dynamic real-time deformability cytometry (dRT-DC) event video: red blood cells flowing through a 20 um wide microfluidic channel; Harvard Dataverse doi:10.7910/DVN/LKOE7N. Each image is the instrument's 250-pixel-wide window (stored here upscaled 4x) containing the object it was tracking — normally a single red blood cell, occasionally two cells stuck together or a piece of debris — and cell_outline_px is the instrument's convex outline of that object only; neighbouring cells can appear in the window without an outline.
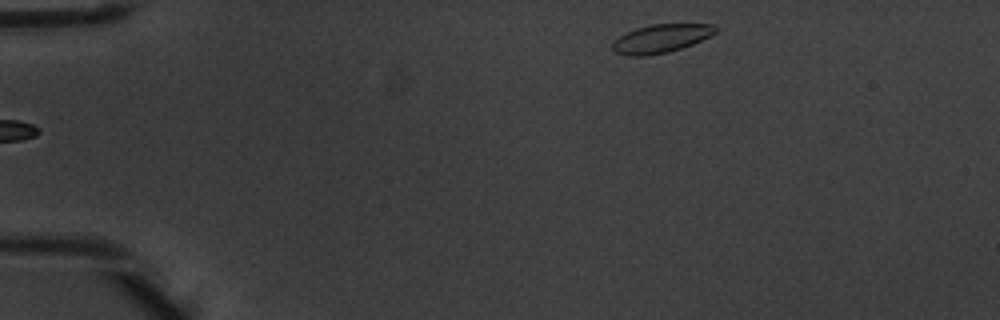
{"species": "common noctule bat (a hibernating species)", "species_latin": "Nyctalus noctula", "temperature_condition": "warm", "stored_images_in_passage": 6, "segment_of_instrument_passage": [2, 2], "camera_frame_rate_fps": 3000, "um_per_image_px": 0.085, "animal": {"sex": "male", "body_mass_g": 20.1, "forearm_length_mm": 53.5}, "frame": {"image": 1, "passage_image": 6, "time_ms": 1.667, "image_size_px": [1000, 320], "cell_outline_px": [[716, 32], [692, 44], [668, 52], [648, 56], [628, 56], [612, 52], [612, 40], [636, 28], [652, 24], [716, 24]], "centroid_in_image_um": [56.12, 3.28], "position_along_channel_um": 28.9, "area_um2": 17.05}}